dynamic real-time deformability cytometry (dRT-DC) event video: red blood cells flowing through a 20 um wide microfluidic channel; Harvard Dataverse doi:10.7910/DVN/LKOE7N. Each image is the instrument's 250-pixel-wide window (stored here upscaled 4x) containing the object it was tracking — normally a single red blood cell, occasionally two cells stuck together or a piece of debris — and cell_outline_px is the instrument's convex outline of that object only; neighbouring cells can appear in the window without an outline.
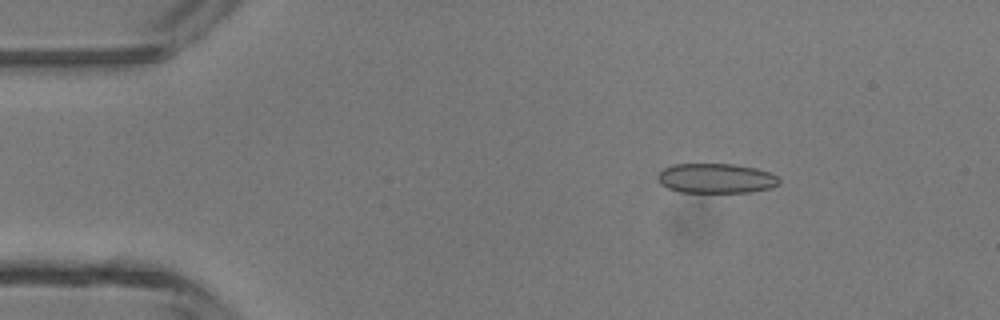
{"species": "common noctule bat (a hibernating species)", "species_latin": "Nyctalus noctula", "temperature_condition": "room temperature", "stored_images_in_passage": 3, "camera_frame_rate_fps": 3000, "um_per_image_px": 0.085, "animal": {"sex": "male", "body_mass_g": 13.3}, "frame": {"image": 1, "passage_image": 1, "time_ms": 0.0, "image_size_px": [1000, 320], "cell_outline_px": [[780, 184], [772, 188], [752, 192], [680, 192], [668, 188], [660, 184], [656, 176], [664, 168], [672, 164], [732, 164], [756, 168], [768, 172], [776, 176], [780, 180]], "centroid_in_image_um": [60.86, 15.16], "position_along_channel_um": 24.1, "area_um2": 21.15}}
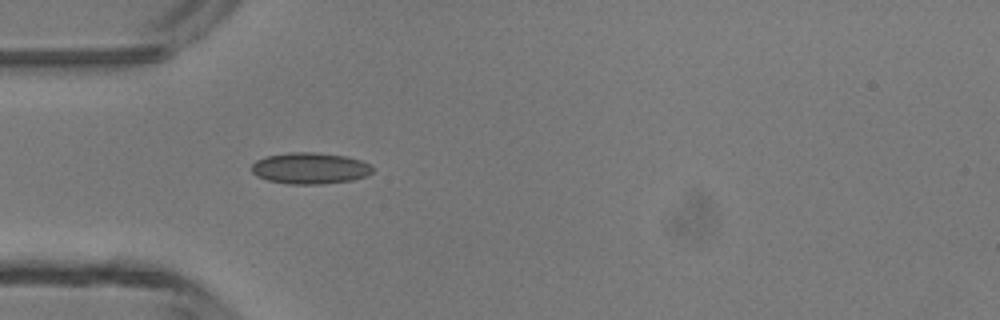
{"frame": {"image": 2, "passage_image": 3, "time_ms": 2.333, "image_size_px": [1000, 320], "cell_outline_px": [[372, 172], [368, 176], [352, 180], [320, 184], [288, 184], [268, 180], [256, 176], [252, 172], [252, 164], [256, 160], [268, 156], [288, 152], [312, 152], [344, 156], [360, 160], [368, 164], [372, 168]], "centroid_in_image_um": [26.33, 14.31], "position_along_channel_um": 58.7, "area_um2": 21.96}}